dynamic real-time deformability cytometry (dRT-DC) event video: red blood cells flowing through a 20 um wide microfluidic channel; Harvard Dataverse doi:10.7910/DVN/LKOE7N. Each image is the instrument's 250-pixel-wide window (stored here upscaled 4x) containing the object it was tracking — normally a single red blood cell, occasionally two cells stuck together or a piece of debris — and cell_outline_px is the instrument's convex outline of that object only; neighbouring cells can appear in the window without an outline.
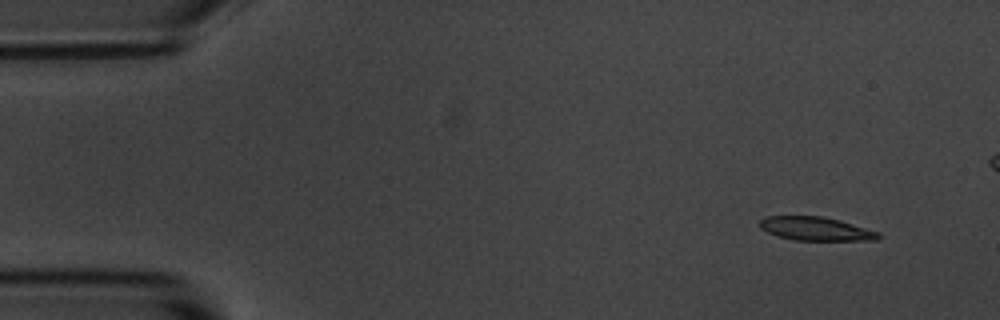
{"species": "common noctule bat (a hibernating species)", "species_latin": "Nyctalus noctula", "temperature_condition": "room temperature", "stored_images_in_passage": 5, "camera_frame_rate_fps": 3000, "um_per_image_px": 0.085, "animal": {"sex": "male", "body_mass_g": 20.1, "forearm_length_mm": 53.5}, "frame": {"image": 1, "passage_image": 1, "time_ms": 0.0, "image_size_px": [1000, 320], "cell_outline_px": [[880, 236], [876, 240], [792, 240], [776, 236], [760, 228], [760, 220], [768, 216], [820, 216], [840, 220], [880, 232]], "centroid_in_image_um": [69.34, 19.45], "position_along_channel_um": 15.7, "area_um2": 16.3}}